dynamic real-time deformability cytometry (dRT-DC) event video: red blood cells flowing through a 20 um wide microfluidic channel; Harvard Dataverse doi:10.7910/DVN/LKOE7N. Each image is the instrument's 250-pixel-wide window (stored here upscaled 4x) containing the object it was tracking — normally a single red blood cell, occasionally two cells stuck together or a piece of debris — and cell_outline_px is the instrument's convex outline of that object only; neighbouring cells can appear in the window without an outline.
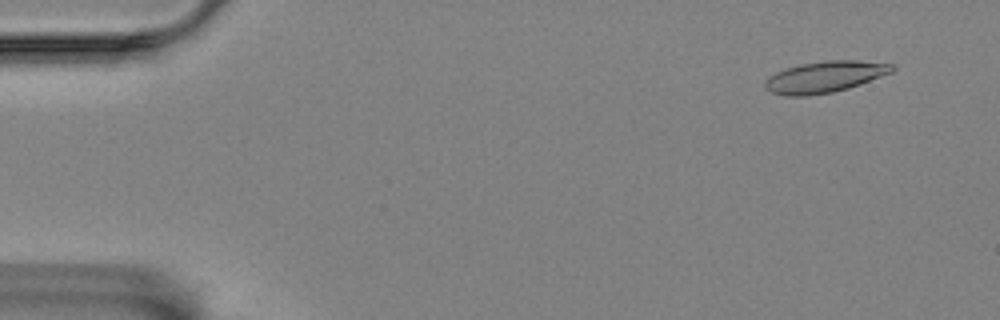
{"species": "Egyptian fruit bat (a non-hibernating species)", "species_latin": "Rousettus aegyptiacus", "temperature_condition": "room temperature", "stored_images_in_passage": 12, "camera_frame_rate_fps": 3000, "um_per_image_px": 0.085, "animal": {"sex": "female"}, "frame": {"image": 1, "passage_image": 4, "time_ms": 1.0, "image_size_px": [1000, 320], "cell_outline_px": [[896, 68], [892, 72], [860, 84], [848, 88], [832, 92], [808, 96], [784, 96], [772, 92], [764, 88], [764, 84], [768, 76], [776, 72], [800, 64], [824, 60], [856, 60], [896, 64]], "centroid_in_image_um": [70.11, 6.53], "position_along_channel_um": 14.9, "area_um2": 23.29}}